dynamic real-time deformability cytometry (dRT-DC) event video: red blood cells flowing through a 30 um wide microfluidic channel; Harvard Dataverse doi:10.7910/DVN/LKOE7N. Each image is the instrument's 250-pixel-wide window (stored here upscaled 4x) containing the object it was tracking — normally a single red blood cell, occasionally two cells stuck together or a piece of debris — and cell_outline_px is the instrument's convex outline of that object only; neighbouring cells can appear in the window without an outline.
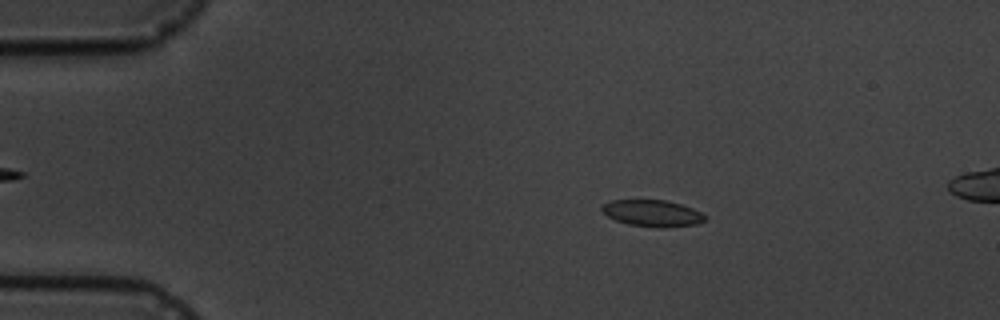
{"species": "common noctule bat (a hibernating species)", "species_latin": "Nyctalus noctula", "temperature_condition": "cold", "stored_images_in_passage": 4, "camera_frame_rate_fps": 3000, "um_per_image_px": 0.085, "animal": {"sex": "male", "body_mass_g": 19.5, "forearm_length_mm": 54.6}, "frame": {"image": 1, "passage_image": 2, "time_ms": 1.333, "image_size_px": [1000, 320], "cell_outline_px": [[708, 216], [704, 220], [696, 224], [660, 228], [628, 224], [616, 220], [608, 216], [600, 208], [604, 204], [612, 200], [668, 200], [692, 208]], "centroid_in_image_um": [55.47, 18.12], "position_along_channel_um": 29.5, "area_um2": 15.84}}